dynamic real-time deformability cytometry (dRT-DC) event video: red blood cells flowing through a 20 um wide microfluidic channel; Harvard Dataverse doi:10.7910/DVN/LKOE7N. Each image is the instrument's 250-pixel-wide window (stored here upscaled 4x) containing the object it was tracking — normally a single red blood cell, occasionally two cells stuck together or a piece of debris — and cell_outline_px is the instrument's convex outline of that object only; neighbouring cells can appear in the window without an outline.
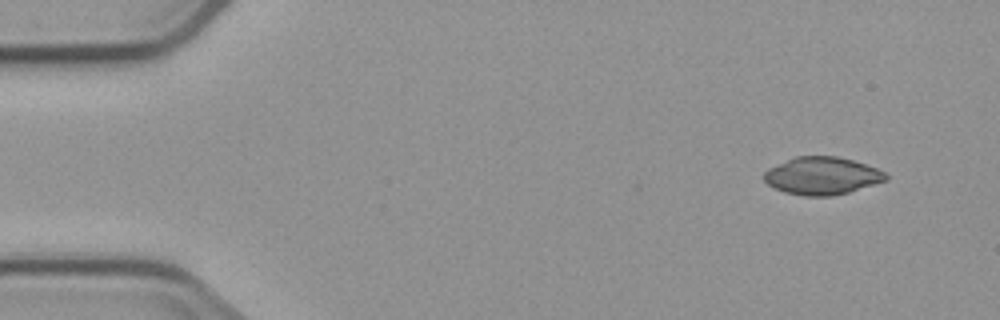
{"species": "common noctule bat (a hibernating species)", "species_latin": "Nyctalus noctula", "temperature_condition": "cold", "stored_images_in_passage": 5, "segment_of_instrument_passage": [1, 2], "camera_frame_rate_fps": 3000, "um_per_image_px": 0.085, "animal": {"sex": "male", "body_mass_g": 23.1, "forearm_length_mm": 52.7}, "frame": {"image": 1, "passage_image": 1, "time_ms": 0.0, "image_size_px": [1000, 320], "cell_outline_px": [[888, 180], [848, 192], [832, 196], [804, 196], [784, 192], [768, 184], [764, 180], [764, 172], [768, 168], [796, 156], [836, 156], [852, 160], [876, 168], [884, 172], [888, 176]], "centroid_in_image_um": [69.87, 14.95], "position_along_channel_um": 15.1, "area_um2": 26.53}}